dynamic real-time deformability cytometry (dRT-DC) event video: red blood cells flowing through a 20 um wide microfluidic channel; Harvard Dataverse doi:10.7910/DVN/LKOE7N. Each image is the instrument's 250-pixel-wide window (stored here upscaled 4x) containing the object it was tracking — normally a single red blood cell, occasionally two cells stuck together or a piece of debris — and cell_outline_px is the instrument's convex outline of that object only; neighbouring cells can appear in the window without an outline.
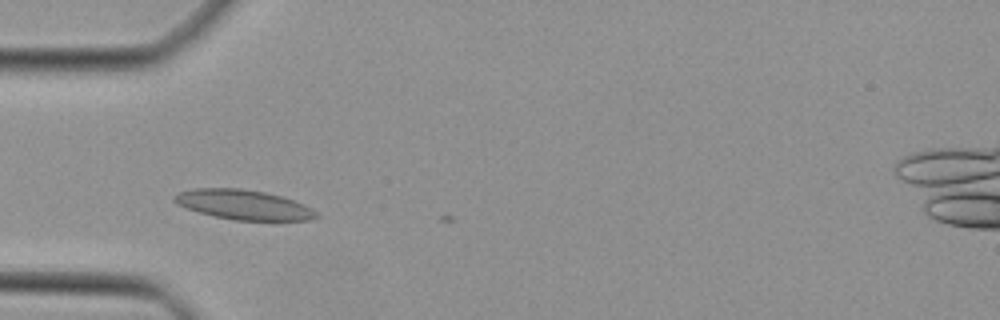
{"species": "Egyptian fruit bat (a non-hibernating species)", "species_latin": "Rousettus aegyptiacus", "temperature_condition": "cold", "stored_images_in_passage": 4, "camera_frame_rate_fps": 3000, "um_per_image_px": 0.085, "animal": {"sex": "female"}, "frame": {"image": 1, "passage_image": 2, "time_ms": 0.333, "image_size_px": [1000, 320], "cell_outline_px": [[320, 216], [312, 220], [236, 220], [212, 216], [184, 208], [176, 204], [172, 200], [172, 196], [180, 192], [192, 188], [240, 188], [264, 192], [280, 196], [304, 204], [312, 208]], "centroid_in_image_um": [20.66, 17.4], "position_along_channel_um": 64.3, "area_um2": 24.74}}